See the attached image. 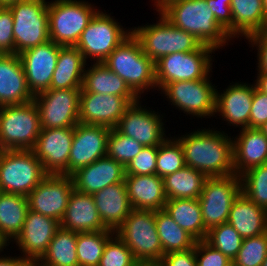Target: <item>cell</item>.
I'll return each mask as SVG.
<instances>
[{
    "instance_id": "cell-1",
    "label": "cell",
    "mask_w": 267,
    "mask_h": 266,
    "mask_svg": "<svg viewBox=\"0 0 267 266\" xmlns=\"http://www.w3.org/2000/svg\"><path fill=\"white\" fill-rule=\"evenodd\" d=\"M213 129V130H212ZM214 128L198 129L174 138L181 144L185 164L207 177L234 174L233 138Z\"/></svg>"
},
{
    "instance_id": "cell-2",
    "label": "cell",
    "mask_w": 267,
    "mask_h": 266,
    "mask_svg": "<svg viewBox=\"0 0 267 266\" xmlns=\"http://www.w3.org/2000/svg\"><path fill=\"white\" fill-rule=\"evenodd\" d=\"M175 27L216 50L233 40L217 22L206 0H171L159 10Z\"/></svg>"
},
{
    "instance_id": "cell-3",
    "label": "cell",
    "mask_w": 267,
    "mask_h": 266,
    "mask_svg": "<svg viewBox=\"0 0 267 266\" xmlns=\"http://www.w3.org/2000/svg\"><path fill=\"white\" fill-rule=\"evenodd\" d=\"M102 63L118 74L139 98L145 91L157 90L155 62L144 54L133 33Z\"/></svg>"
},
{
    "instance_id": "cell-4",
    "label": "cell",
    "mask_w": 267,
    "mask_h": 266,
    "mask_svg": "<svg viewBox=\"0 0 267 266\" xmlns=\"http://www.w3.org/2000/svg\"><path fill=\"white\" fill-rule=\"evenodd\" d=\"M159 21L132 28L144 54L156 62L159 58L179 52H192L201 45L193 34L175 27L160 11Z\"/></svg>"
},
{
    "instance_id": "cell-5",
    "label": "cell",
    "mask_w": 267,
    "mask_h": 266,
    "mask_svg": "<svg viewBox=\"0 0 267 266\" xmlns=\"http://www.w3.org/2000/svg\"><path fill=\"white\" fill-rule=\"evenodd\" d=\"M40 131L34 101L0 107V150H32Z\"/></svg>"
},
{
    "instance_id": "cell-6",
    "label": "cell",
    "mask_w": 267,
    "mask_h": 266,
    "mask_svg": "<svg viewBox=\"0 0 267 266\" xmlns=\"http://www.w3.org/2000/svg\"><path fill=\"white\" fill-rule=\"evenodd\" d=\"M99 10L94 4L85 0L48 2L50 40L60 46H75Z\"/></svg>"
},
{
    "instance_id": "cell-7",
    "label": "cell",
    "mask_w": 267,
    "mask_h": 266,
    "mask_svg": "<svg viewBox=\"0 0 267 266\" xmlns=\"http://www.w3.org/2000/svg\"><path fill=\"white\" fill-rule=\"evenodd\" d=\"M115 234L138 262H159L164 255L156 229L155 211L133 209Z\"/></svg>"
},
{
    "instance_id": "cell-8",
    "label": "cell",
    "mask_w": 267,
    "mask_h": 266,
    "mask_svg": "<svg viewBox=\"0 0 267 266\" xmlns=\"http://www.w3.org/2000/svg\"><path fill=\"white\" fill-rule=\"evenodd\" d=\"M99 10L82 32L75 47L92 63L103 62L126 38L132 27L125 29L111 14Z\"/></svg>"
},
{
    "instance_id": "cell-9",
    "label": "cell",
    "mask_w": 267,
    "mask_h": 266,
    "mask_svg": "<svg viewBox=\"0 0 267 266\" xmlns=\"http://www.w3.org/2000/svg\"><path fill=\"white\" fill-rule=\"evenodd\" d=\"M217 51L212 46L202 44L192 52H179L165 55L155 62L157 90H162L168 83L191 81L206 78L211 74L212 53Z\"/></svg>"
},
{
    "instance_id": "cell-10",
    "label": "cell",
    "mask_w": 267,
    "mask_h": 266,
    "mask_svg": "<svg viewBox=\"0 0 267 266\" xmlns=\"http://www.w3.org/2000/svg\"><path fill=\"white\" fill-rule=\"evenodd\" d=\"M46 175L32 150H1L0 192L27 196Z\"/></svg>"
},
{
    "instance_id": "cell-11",
    "label": "cell",
    "mask_w": 267,
    "mask_h": 266,
    "mask_svg": "<svg viewBox=\"0 0 267 266\" xmlns=\"http://www.w3.org/2000/svg\"><path fill=\"white\" fill-rule=\"evenodd\" d=\"M8 8L14 21L15 54L50 40L48 1L23 0Z\"/></svg>"
},
{
    "instance_id": "cell-12",
    "label": "cell",
    "mask_w": 267,
    "mask_h": 266,
    "mask_svg": "<svg viewBox=\"0 0 267 266\" xmlns=\"http://www.w3.org/2000/svg\"><path fill=\"white\" fill-rule=\"evenodd\" d=\"M210 77L209 74L204 79L168 83L161 94L166 96L169 104L187 116L201 119L214 117L217 86L212 85Z\"/></svg>"
},
{
    "instance_id": "cell-13",
    "label": "cell",
    "mask_w": 267,
    "mask_h": 266,
    "mask_svg": "<svg viewBox=\"0 0 267 266\" xmlns=\"http://www.w3.org/2000/svg\"><path fill=\"white\" fill-rule=\"evenodd\" d=\"M240 193L241 180L236 174L206 179L198 200L202 219L208 230L227 223L230 208Z\"/></svg>"
},
{
    "instance_id": "cell-14",
    "label": "cell",
    "mask_w": 267,
    "mask_h": 266,
    "mask_svg": "<svg viewBox=\"0 0 267 266\" xmlns=\"http://www.w3.org/2000/svg\"><path fill=\"white\" fill-rule=\"evenodd\" d=\"M81 88L49 89L34 96L41 129L75 127L79 123Z\"/></svg>"
},
{
    "instance_id": "cell-15",
    "label": "cell",
    "mask_w": 267,
    "mask_h": 266,
    "mask_svg": "<svg viewBox=\"0 0 267 266\" xmlns=\"http://www.w3.org/2000/svg\"><path fill=\"white\" fill-rule=\"evenodd\" d=\"M73 189L71 176L47 174L26 196L29 210L53 218L60 223Z\"/></svg>"
},
{
    "instance_id": "cell-16",
    "label": "cell",
    "mask_w": 267,
    "mask_h": 266,
    "mask_svg": "<svg viewBox=\"0 0 267 266\" xmlns=\"http://www.w3.org/2000/svg\"><path fill=\"white\" fill-rule=\"evenodd\" d=\"M138 96H117L85 92L79 96V122L116 128L125 110L139 100Z\"/></svg>"
},
{
    "instance_id": "cell-17",
    "label": "cell",
    "mask_w": 267,
    "mask_h": 266,
    "mask_svg": "<svg viewBox=\"0 0 267 266\" xmlns=\"http://www.w3.org/2000/svg\"><path fill=\"white\" fill-rule=\"evenodd\" d=\"M141 102L139 99L125 110L116 129L144 147L159 146L167 138L165 122L162 121L164 116L153 109L148 110Z\"/></svg>"
},
{
    "instance_id": "cell-18",
    "label": "cell",
    "mask_w": 267,
    "mask_h": 266,
    "mask_svg": "<svg viewBox=\"0 0 267 266\" xmlns=\"http://www.w3.org/2000/svg\"><path fill=\"white\" fill-rule=\"evenodd\" d=\"M74 127L41 129L32 151L47 174L68 176V159Z\"/></svg>"
},
{
    "instance_id": "cell-19",
    "label": "cell",
    "mask_w": 267,
    "mask_h": 266,
    "mask_svg": "<svg viewBox=\"0 0 267 266\" xmlns=\"http://www.w3.org/2000/svg\"><path fill=\"white\" fill-rule=\"evenodd\" d=\"M110 128L79 122L74 127L72 147L68 159V176L106 156Z\"/></svg>"
},
{
    "instance_id": "cell-20",
    "label": "cell",
    "mask_w": 267,
    "mask_h": 266,
    "mask_svg": "<svg viewBox=\"0 0 267 266\" xmlns=\"http://www.w3.org/2000/svg\"><path fill=\"white\" fill-rule=\"evenodd\" d=\"M60 47L52 40H48L19 54L27 86L33 96L50 89Z\"/></svg>"
},
{
    "instance_id": "cell-21",
    "label": "cell",
    "mask_w": 267,
    "mask_h": 266,
    "mask_svg": "<svg viewBox=\"0 0 267 266\" xmlns=\"http://www.w3.org/2000/svg\"><path fill=\"white\" fill-rule=\"evenodd\" d=\"M60 223L50 217L28 210L22 231L13 240L28 262L39 261L53 239Z\"/></svg>"
},
{
    "instance_id": "cell-22",
    "label": "cell",
    "mask_w": 267,
    "mask_h": 266,
    "mask_svg": "<svg viewBox=\"0 0 267 266\" xmlns=\"http://www.w3.org/2000/svg\"><path fill=\"white\" fill-rule=\"evenodd\" d=\"M223 92L216 90L215 114L228 122L229 126L250 128V112L255 84L232 82Z\"/></svg>"
},
{
    "instance_id": "cell-23",
    "label": "cell",
    "mask_w": 267,
    "mask_h": 266,
    "mask_svg": "<svg viewBox=\"0 0 267 266\" xmlns=\"http://www.w3.org/2000/svg\"><path fill=\"white\" fill-rule=\"evenodd\" d=\"M71 177L76 191L93 194L109 185L123 182L125 167L114 159L105 156L80 168Z\"/></svg>"
},
{
    "instance_id": "cell-24",
    "label": "cell",
    "mask_w": 267,
    "mask_h": 266,
    "mask_svg": "<svg viewBox=\"0 0 267 266\" xmlns=\"http://www.w3.org/2000/svg\"><path fill=\"white\" fill-rule=\"evenodd\" d=\"M19 54L0 56V107L33 101Z\"/></svg>"
},
{
    "instance_id": "cell-25",
    "label": "cell",
    "mask_w": 267,
    "mask_h": 266,
    "mask_svg": "<svg viewBox=\"0 0 267 266\" xmlns=\"http://www.w3.org/2000/svg\"><path fill=\"white\" fill-rule=\"evenodd\" d=\"M234 174L267 163V137L258 128H244L233 139Z\"/></svg>"
},
{
    "instance_id": "cell-26",
    "label": "cell",
    "mask_w": 267,
    "mask_h": 266,
    "mask_svg": "<svg viewBox=\"0 0 267 266\" xmlns=\"http://www.w3.org/2000/svg\"><path fill=\"white\" fill-rule=\"evenodd\" d=\"M60 226L76 233L110 230L100 220L92 194L75 189L71 193Z\"/></svg>"
},
{
    "instance_id": "cell-27",
    "label": "cell",
    "mask_w": 267,
    "mask_h": 266,
    "mask_svg": "<svg viewBox=\"0 0 267 266\" xmlns=\"http://www.w3.org/2000/svg\"><path fill=\"white\" fill-rule=\"evenodd\" d=\"M92 196L100 220L107 229L115 231L133 210L124 181L109 185Z\"/></svg>"
},
{
    "instance_id": "cell-28",
    "label": "cell",
    "mask_w": 267,
    "mask_h": 266,
    "mask_svg": "<svg viewBox=\"0 0 267 266\" xmlns=\"http://www.w3.org/2000/svg\"><path fill=\"white\" fill-rule=\"evenodd\" d=\"M124 182L133 209L158 211L164 208L168 199L163 178L157 174L125 175Z\"/></svg>"
},
{
    "instance_id": "cell-29",
    "label": "cell",
    "mask_w": 267,
    "mask_h": 266,
    "mask_svg": "<svg viewBox=\"0 0 267 266\" xmlns=\"http://www.w3.org/2000/svg\"><path fill=\"white\" fill-rule=\"evenodd\" d=\"M227 222L243 239L255 237L267 232V211L241 192L230 208Z\"/></svg>"
},
{
    "instance_id": "cell-30",
    "label": "cell",
    "mask_w": 267,
    "mask_h": 266,
    "mask_svg": "<svg viewBox=\"0 0 267 266\" xmlns=\"http://www.w3.org/2000/svg\"><path fill=\"white\" fill-rule=\"evenodd\" d=\"M87 62L75 46H61L50 89L82 88Z\"/></svg>"
},
{
    "instance_id": "cell-31",
    "label": "cell",
    "mask_w": 267,
    "mask_h": 266,
    "mask_svg": "<svg viewBox=\"0 0 267 266\" xmlns=\"http://www.w3.org/2000/svg\"><path fill=\"white\" fill-rule=\"evenodd\" d=\"M232 39L267 29L263 0H231ZM240 35V36H239Z\"/></svg>"
},
{
    "instance_id": "cell-32",
    "label": "cell",
    "mask_w": 267,
    "mask_h": 266,
    "mask_svg": "<svg viewBox=\"0 0 267 266\" xmlns=\"http://www.w3.org/2000/svg\"><path fill=\"white\" fill-rule=\"evenodd\" d=\"M91 63L86 67L83 76L82 89L85 92L117 96H137L127 83L102 62Z\"/></svg>"
},
{
    "instance_id": "cell-33",
    "label": "cell",
    "mask_w": 267,
    "mask_h": 266,
    "mask_svg": "<svg viewBox=\"0 0 267 266\" xmlns=\"http://www.w3.org/2000/svg\"><path fill=\"white\" fill-rule=\"evenodd\" d=\"M196 241L205 240V227L198 199H170L163 208Z\"/></svg>"
},
{
    "instance_id": "cell-34",
    "label": "cell",
    "mask_w": 267,
    "mask_h": 266,
    "mask_svg": "<svg viewBox=\"0 0 267 266\" xmlns=\"http://www.w3.org/2000/svg\"><path fill=\"white\" fill-rule=\"evenodd\" d=\"M28 210L26 196L0 192V233L10 242L22 231Z\"/></svg>"
},
{
    "instance_id": "cell-35",
    "label": "cell",
    "mask_w": 267,
    "mask_h": 266,
    "mask_svg": "<svg viewBox=\"0 0 267 266\" xmlns=\"http://www.w3.org/2000/svg\"><path fill=\"white\" fill-rule=\"evenodd\" d=\"M208 177L189 166L163 178L167 199H198Z\"/></svg>"
},
{
    "instance_id": "cell-36",
    "label": "cell",
    "mask_w": 267,
    "mask_h": 266,
    "mask_svg": "<svg viewBox=\"0 0 267 266\" xmlns=\"http://www.w3.org/2000/svg\"><path fill=\"white\" fill-rule=\"evenodd\" d=\"M77 233L61 226L56 230L46 253L38 261L45 266H79L76 253Z\"/></svg>"
},
{
    "instance_id": "cell-37",
    "label": "cell",
    "mask_w": 267,
    "mask_h": 266,
    "mask_svg": "<svg viewBox=\"0 0 267 266\" xmlns=\"http://www.w3.org/2000/svg\"><path fill=\"white\" fill-rule=\"evenodd\" d=\"M155 221L164 254L194 248L196 240L181 228L164 209L155 211Z\"/></svg>"
},
{
    "instance_id": "cell-38",
    "label": "cell",
    "mask_w": 267,
    "mask_h": 266,
    "mask_svg": "<svg viewBox=\"0 0 267 266\" xmlns=\"http://www.w3.org/2000/svg\"><path fill=\"white\" fill-rule=\"evenodd\" d=\"M113 230L77 233L76 253L79 266H99L107 241Z\"/></svg>"
},
{
    "instance_id": "cell-39",
    "label": "cell",
    "mask_w": 267,
    "mask_h": 266,
    "mask_svg": "<svg viewBox=\"0 0 267 266\" xmlns=\"http://www.w3.org/2000/svg\"><path fill=\"white\" fill-rule=\"evenodd\" d=\"M240 180L241 192L267 211V163L247 170Z\"/></svg>"
},
{
    "instance_id": "cell-40",
    "label": "cell",
    "mask_w": 267,
    "mask_h": 266,
    "mask_svg": "<svg viewBox=\"0 0 267 266\" xmlns=\"http://www.w3.org/2000/svg\"><path fill=\"white\" fill-rule=\"evenodd\" d=\"M205 241L213 248L221 251L230 260H234L239 252L243 238L228 222L211 227Z\"/></svg>"
},
{
    "instance_id": "cell-41",
    "label": "cell",
    "mask_w": 267,
    "mask_h": 266,
    "mask_svg": "<svg viewBox=\"0 0 267 266\" xmlns=\"http://www.w3.org/2000/svg\"><path fill=\"white\" fill-rule=\"evenodd\" d=\"M186 166L181 144L170 136L159 146L156 162V174L161 178Z\"/></svg>"
},
{
    "instance_id": "cell-42",
    "label": "cell",
    "mask_w": 267,
    "mask_h": 266,
    "mask_svg": "<svg viewBox=\"0 0 267 266\" xmlns=\"http://www.w3.org/2000/svg\"><path fill=\"white\" fill-rule=\"evenodd\" d=\"M144 148L135 139L125 136L116 128L111 129L107 138L106 156L126 167Z\"/></svg>"
},
{
    "instance_id": "cell-43",
    "label": "cell",
    "mask_w": 267,
    "mask_h": 266,
    "mask_svg": "<svg viewBox=\"0 0 267 266\" xmlns=\"http://www.w3.org/2000/svg\"><path fill=\"white\" fill-rule=\"evenodd\" d=\"M267 255V232L255 237L244 238L234 258L238 266H261Z\"/></svg>"
},
{
    "instance_id": "cell-44",
    "label": "cell",
    "mask_w": 267,
    "mask_h": 266,
    "mask_svg": "<svg viewBox=\"0 0 267 266\" xmlns=\"http://www.w3.org/2000/svg\"><path fill=\"white\" fill-rule=\"evenodd\" d=\"M137 263L132 251L114 234L104 247L99 266H136Z\"/></svg>"
},
{
    "instance_id": "cell-45",
    "label": "cell",
    "mask_w": 267,
    "mask_h": 266,
    "mask_svg": "<svg viewBox=\"0 0 267 266\" xmlns=\"http://www.w3.org/2000/svg\"><path fill=\"white\" fill-rule=\"evenodd\" d=\"M158 146L144 147L125 167V175L156 174Z\"/></svg>"
},
{
    "instance_id": "cell-46",
    "label": "cell",
    "mask_w": 267,
    "mask_h": 266,
    "mask_svg": "<svg viewBox=\"0 0 267 266\" xmlns=\"http://www.w3.org/2000/svg\"><path fill=\"white\" fill-rule=\"evenodd\" d=\"M194 248L197 266H226L231 261L205 240L196 241Z\"/></svg>"
},
{
    "instance_id": "cell-47",
    "label": "cell",
    "mask_w": 267,
    "mask_h": 266,
    "mask_svg": "<svg viewBox=\"0 0 267 266\" xmlns=\"http://www.w3.org/2000/svg\"><path fill=\"white\" fill-rule=\"evenodd\" d=\"M13 25L11 10L6 7H0V52L2 54H15Z\"/></svg>"
},
{
    "instance_id": "cell-48",
    "label": "cell",
    "mask_w": 267,
    "mask_h": 266,
    "mask_svg": "<svg viewBox=\"0 0 267 266\" xmlns=\"http://www.w3.org/2000/svg\"><path fill=\"white\" fill-rule=\"evenodd\" d=\"M267 121V94L254 89L250 112V128H260Z\"/></svg>"
},
{
    "instance_id": "cell-49",
    "label": "cell",
    "mask_w": 267,
    "mask_h": 266,
    "mask_svg": "<svg viewBox=\"0 0 267 266\" xmlns=\"http://www.w3.org/2000/svg\"><path fill=\"white\" fill-rule=\"evenodd\" d=\"M217 22L232 38L231 0H206Z\"/></svg>"
},
{
    "instance_id": "cell-50",
    "label": "cell",
    "mask_w": 267,
    "mask_h": 266,
    "mask_svg": "<svg viewBox=\"0 0 267 266\" xmlns=\"http://www.w3.org/2000/svg\"><path fill=\"white\" fill-rule=\"evenodd\" d=\"M250 47L257 49V73H267V29L256 32L246 38Z\"/></svg>"
},
{
    "instance_id": "cell-51",
    "label": "cell",
    "mask_w": 267,
    "mask_h": 266,
    "mask_svg": "<svg viewBox=\"0 0 267 266\" xmlns=\"http://www.w3.org/2000/svg\"><path fill=\"white\" fill-rule=\"evenodd\" d=\"M159 263L161 266H197L195 248L166 253Z\"/></svg>"
},
{
    "instance_id": "cell-52",
    "label": "cell",
    "mask_w": 267,
    "mask_h": 266,
    "mask_svg": "<svg viewBox=\"0 0 267 266\" xmlns=\"http://www.w3.org/2000/svg\"><path fill=\"white\" fill-rule=\"evenodd\" d=\"M28 261L21 257L20 255L10 256V255H1L0 257V266H28Z\"/></svg>"
},
{
    "instance_id": "cell-53",
    "label": "cell",
    "mask_w": 267,
    "mask_h": 266,
    "mask_svg": "<svg viewBox=\"0 0 267 266\" xmlns=\"http://www.w3.org/2000/svg\"><path fill=\"white\" fill-rule=\"evenodd\" d=\"M256 78L254 82L256 88L267 94V73H257Z\"/></svg>"
},
{
    "instance_id": "cell-54",
    "label": "cell",
    "mask_w": 267,
    "mask_h": 266,
    "mask_svg": "<svg viewBox=\"0 0 267 266\" xmlns=\"http://www.w3.org/2000/svg\"><path fill=\"white\" fill-rule=\"evenodd\" d=\"M10 243L11 242L0 233V254L10 245Z\"/></svg>"
},
{
    "instance_id": "cell-55",
    "label": "cell",
    "mask_w": 267,
    "mask_h": 266,
    "mask_svg": "<svg viewBox=\"0 0 267 266\" xmlns=\"http://www.w3.org/2000/svg\"><path fill=\"white\" fill-rule=\"evenodd\" d=\"M20 1H23V0H0V7L8 8L14 4H17Z\"/></svg>"
},
{
    "instance_id": "cell-56",
    "label": "cell",
    "mask_w": 267,
    "mask_h": 266,
    "mask_svg": "<svg viewBox=\"0 0 267 266\" xmlns=\"http://www.w3.org/2000/svg\"><path fill=\"white\" fill-rule=\"evenodd\" d=\"M154 1L155 10L158 12L163 6H165L171 0H152Z\"/></svg>"
},
{
    "instance_id": "cell-57",
    "label": "cell",
    "mask_w": 267,
    "mask_h": 266,
    "mask_svg": "<svg viewBox=\"0 0 267 266\" xmlns=\"http://www.w3.org/2000/svg\"><path fill=\"white\" fill-rule=\"evenodd\" d=\"M136 266H161L159 262H138Z\"/></svg>"
},
{
    "instance_id": "cell-58",
    "label": "cell",
    "mask_w": 267,
    "mask_h": 266,
    "mask_svg": "<svg viewBox=\"0 0 267 266\" xmlns=\"http://www.w3.org/2000/svg\"><path fill=\"white\" fill-rule=\"evenodd\" d=\"M258 129L267 137V121Z\"/></svg>"
},
{
    "instance_id": "cell-59",
    "label": "cell",
    "mask_w": 267,
    "mask_h": 266,
    "mask_svg": "<svg viewBox=\"0 0 267 266\" xmlns=\"http://www.w3.org/2000/svg\"><path fill=\"white\" fill-rule=\"evenodd\" d=\"M28 266H45L38 261L29 262Z\"/></svg>"
},
{
    "instance_id": "cell-60",
    "label": "cell",
    "mask_w": 267,
    "mask_h": 266,
    "mask_svg": "<svg viewBox=\"0 0 267 266\" xmlns=\"http://www.w3.org/2000/svg\"><path fill=\"white\" fill-rule=\"evenodd\" d=\"M263 6L267 15V0H263Z\"/></svg>"
},
{
    "instance_id": "cell-61",
    "label": "cell",
    "mask_w": 267,
    "mask_h": 266,
    "mask_svg": "<svg viewBox=\"0 0 267 266\" xmlns=\"http://www.w3.org/2000/svg\"><path fill=\"white\" fill-rule=\"evenodd\" d=\"M226 266H238L233 260H231Z\"/></svg>"
},
{
    "instance_id": "cell-62",
    "label": "cell",
    "mask_w": 267,
    "mask_h": 266,
    "mask_svg": "<svg viewBox=\"0 0 267 266\" xmlns=\"http://www.w3.org/2000/svg\"><path fill=\"white\" fill-rule=\"evenodd\" d=\"M261 266H267V255Z\"/></svg>"
}]
</instances>
